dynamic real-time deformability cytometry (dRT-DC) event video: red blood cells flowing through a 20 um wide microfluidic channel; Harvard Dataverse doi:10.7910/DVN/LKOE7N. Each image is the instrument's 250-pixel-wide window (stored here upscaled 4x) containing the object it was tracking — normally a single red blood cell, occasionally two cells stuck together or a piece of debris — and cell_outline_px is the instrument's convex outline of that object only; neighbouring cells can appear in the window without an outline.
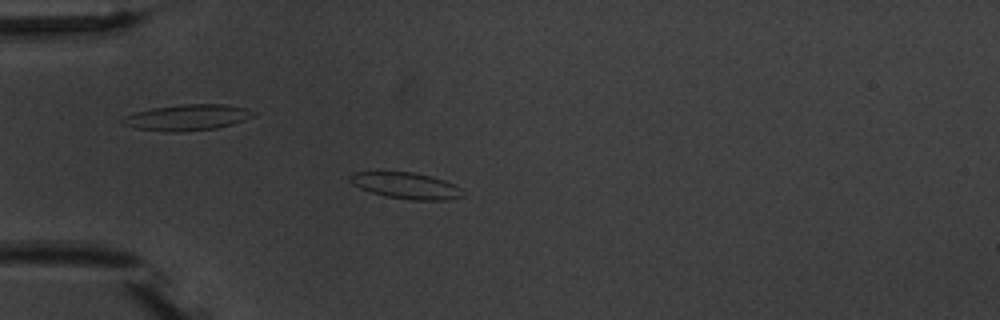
{"species": "common noctule bat (a hibernating species)", "species_latin": "Nyctalus noctula", "temperature_condition": "warm", "stored_images_in_passage": 5, "camera_frame_rate_fps": 3000, "um_per_image_px": 0.085, "animal": {"sex": "male", "body_mass_g": 20.1, "forearm_length_mm": 53.5}, "frame": {"image": 1, "passage_image": 5, "time_ms": 4.667, "image_size_px": [1000, 320], "cell_outline_px": [[464, 196], [448, 200], [412, 200], [388, 196], [372, 192], [360, 188], [352, 184], [348, 180], [348, 176], [352, 172], [412, 172], [444, 180], [460, 188]], "centroid_in_image_um": [34.49, 15.78], "position_along_channel_um": 50.5, "area_um2": 17.05}}